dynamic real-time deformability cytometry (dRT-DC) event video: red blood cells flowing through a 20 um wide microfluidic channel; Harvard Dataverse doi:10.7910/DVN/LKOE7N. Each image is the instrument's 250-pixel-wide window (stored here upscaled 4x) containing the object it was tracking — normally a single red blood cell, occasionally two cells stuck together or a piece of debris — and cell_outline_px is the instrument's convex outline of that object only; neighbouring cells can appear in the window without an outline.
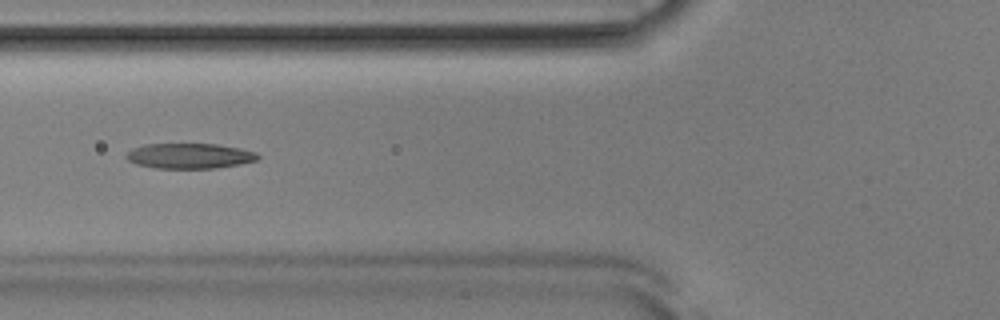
{"species": "Egyptian fruit bat (a non-hibernating species)", "species_latin": "Rousettus aegyptiacus", "temperature_condition": "room temperature", "stored_images_in_passage": 41, "camera_frame_rate_fps": 3000, "um_per_image_px": 0.085, "animal": {"sex": "male"}, "frame": {"image": 1, "passage_image": 9, "time_ms": 2.667, "image_size_px": [1000, 320], "cell_outline_px": [[260, 156], [256, 160], [240, 164], [216, 168], [156, 168], [136, 164], [128, 160], [124, 156], [132, 148], [144, 144], [216, 144], [240, 148], [256, 152]], "centroid_in_image_um": [16.1, 13.25], "position_along_channel_um": 109.7, "area_um2": 19.36}}
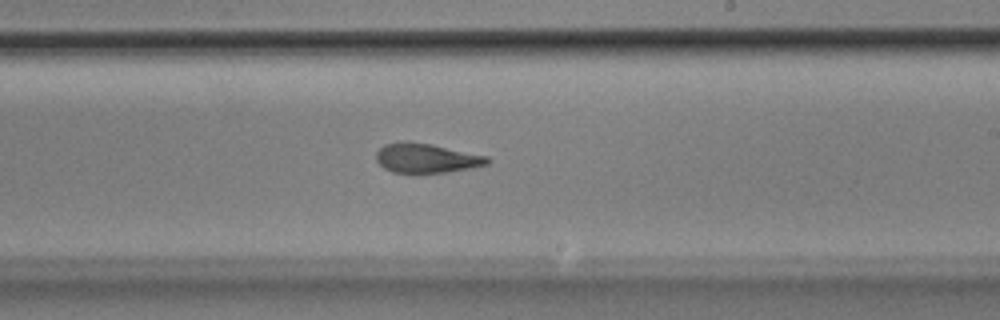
{"frame": {"image": 2, "passage_image": 20, "time_ms": 6.333, "image_size_px": [1000, 320], "cell_outline_px": [[488, 164], [472, 168], [448, 172], [392, 172], [384, 168], [376, 160], [376, 152], [384, 144], [432, 144], [488, 156]], "centroid_in_image_um": [36.29, 13.47], "position_along_channel_um": 252.7, "area_um2": 18.38}}
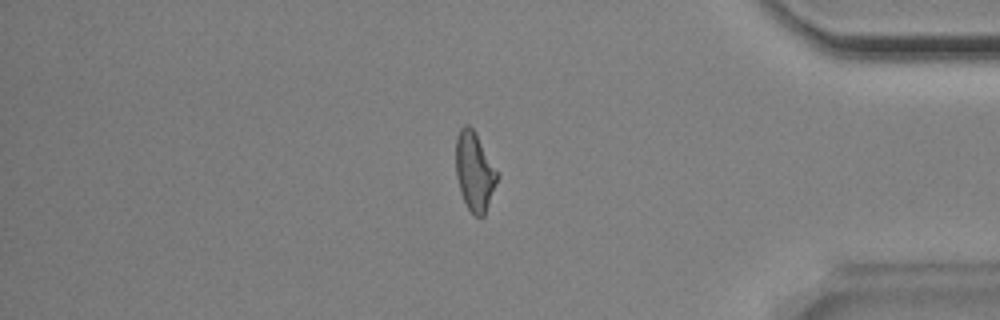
{"frame": {"image": 3, "passage_image": 33, "time_ms": 10.667, "image_size_px": [1000, 320], "cell_outline_px": [[500, 176], [484, 216], [472, 216], [460, 192], [456, 176], [456, 136], [460, 128], [464, 124], [468, 124], [472, 128], [500, 172]], "centroid_in_image_um": [40.36, 14.58], "position_along_channel_um": 394.8, "area_um2": 19.36}, "authors_computed_cell_mechanics": {"area_um2": 19.2474, "velocity_mm_per_s": 3.9096, "shape_relaxation_time_tau1_ms": 5.7733, "shape_relaxation_time_tau2_ms": 2.9058, "deformation_change_tau1": 0.2025, "deformation_change_tau2": 0.1204}}